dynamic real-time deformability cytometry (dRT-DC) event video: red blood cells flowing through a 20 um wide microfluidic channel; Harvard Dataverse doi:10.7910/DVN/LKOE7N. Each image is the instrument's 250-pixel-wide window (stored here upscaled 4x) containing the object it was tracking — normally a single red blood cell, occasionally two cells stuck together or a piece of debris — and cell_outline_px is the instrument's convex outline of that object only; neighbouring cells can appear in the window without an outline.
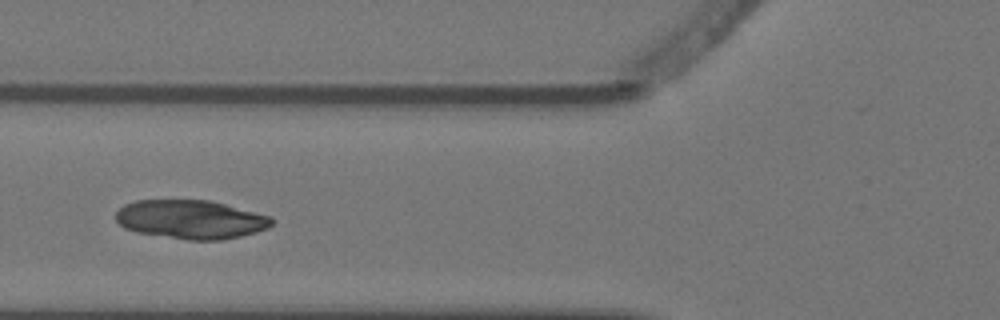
{"species": "Egyptian fruit bat (a non-hibernating species)", "species_latin": "Rousettus aegyptiacus", "temperature_condition": "warm", "stored_images_in_passage": 4, "camera_frame_rate_fps": 3000, "um_per_image_px": 0.085, "animal": {"sex": "female"}, "frame": {"image": 1, "passage_image": 4, "time_ms": 1.0, "image_size_px": [1000, 320], "cell_outline_px": [[276, 220], [268, 228], [256, 232], [240, 236], [220, 240], [188, 240], [136, 232], [124, 228], [116, 220], [116, 212], [124, 204], [136, 200], [208, 200], [272, 216]], "centroid_in_image_um": [16.23, 18.65], "position_along_channel_um": 109.6, "area_um2": 35.32}}